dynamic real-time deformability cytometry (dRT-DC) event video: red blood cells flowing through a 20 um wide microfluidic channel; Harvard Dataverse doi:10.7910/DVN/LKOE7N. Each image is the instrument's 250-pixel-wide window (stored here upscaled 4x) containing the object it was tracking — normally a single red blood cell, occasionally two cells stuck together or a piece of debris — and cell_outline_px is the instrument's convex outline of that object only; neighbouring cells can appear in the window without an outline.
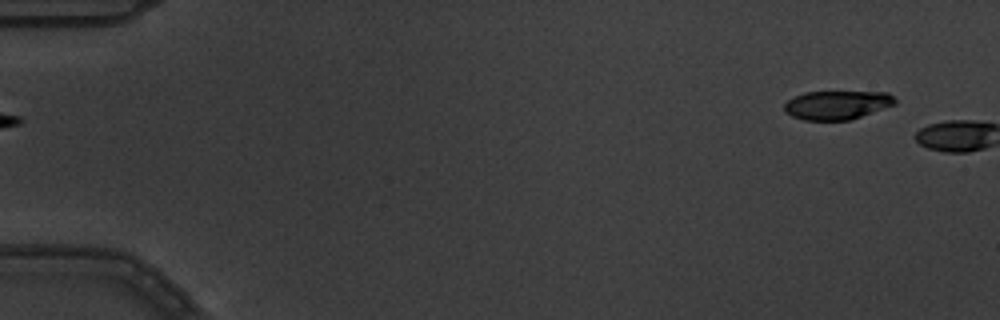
{"species": "common noctule bat (a hibernating species)", "species_latin": "Nyctalus noctula", "temperature_condition": "warm", "stored_images_in_passage": 2, "camera_frame_rate_fps": 3000, "um_per_image_px": 0.085, "animal": {"sex": "male", "body_mass_g": 19.5, "forearm_length_mm": 54.6}, "frame": {"image": 1, "passage_image": 1, "time_ms": 0.0, "image_size_px": [1000, 320], "cell_outline_px": [[896, 104], [848, 120], [804, 120], [792, 116], [784, 112], [784, 104], [788, 100], [804, 92], [888, 92], [896, 100]], "centroid_in_image_um": [71.12, 8.92], "position_along_channel_um": 13.9, "area_um2": 18.38}}